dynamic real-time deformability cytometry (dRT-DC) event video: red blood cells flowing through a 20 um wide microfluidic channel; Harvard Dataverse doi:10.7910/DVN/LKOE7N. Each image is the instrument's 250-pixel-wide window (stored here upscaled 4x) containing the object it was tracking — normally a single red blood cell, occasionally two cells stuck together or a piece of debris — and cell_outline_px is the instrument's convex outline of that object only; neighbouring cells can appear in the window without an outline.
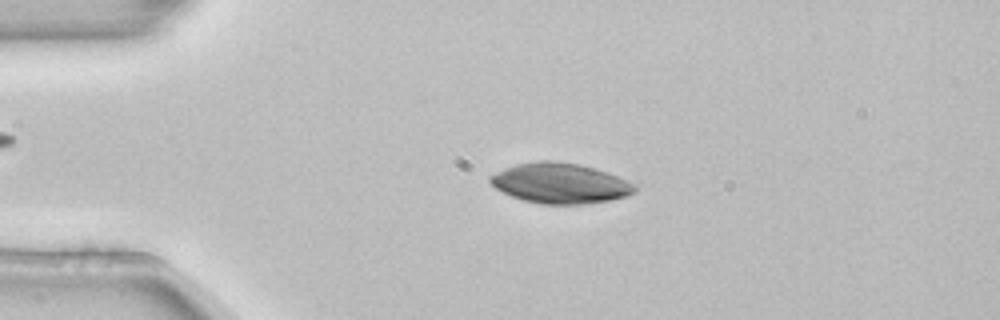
{"species": "common noctule bat (a hibernating species)", "species_latin": "Nyctalus noctula", "temperature_condition": "room temperature", "stored_images_in_passage": 3, "camera_frame_rate_fps": 3000, "um_per_image_px": 0.085, "animal": {"sex": "female", "body_mass_g": 22.7, "forearm_length_mm": 54.2}, "frame": {"image": 1, "passage_image": 2, "time_ms": 0.333, "image_size_px": [1000, 320], "cell_outline_px": [[636, 192], [624, 196], [608, 200], [584, 204], [540, 204], [524, 200], [512, 196], [496, 188], [488, 180], [488, 176], [504, 168], [516, 164], [540, 160], [552, 160], [580, 164], [628, 180], [636, 188]], "centroid_in_image_um": [47.56, 15.57], "position_along_channel_um": 37.4, "area_um2": 33.64}}